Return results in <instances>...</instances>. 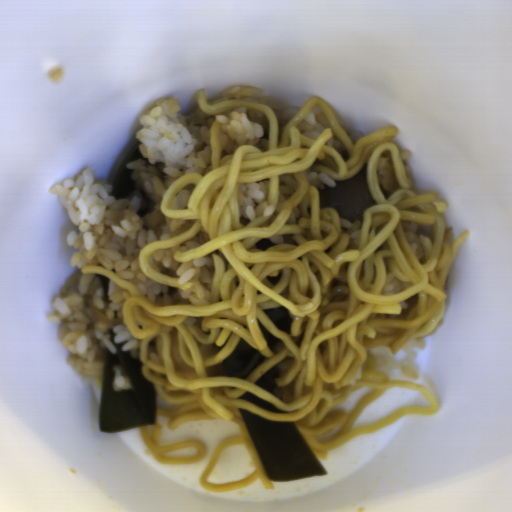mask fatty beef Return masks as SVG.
Wrapping results in <instances>:
<instances>
[{
	"mask_svg": "<svg viewBox=\"0 0 512 512\" xmlns=\"http://www.w3.org/2000/svg\"><path fill=\"white\" fill-rule=\"evenodd\" d=\"M379 190L385 196L392 195L399 186L390 149H385L376 169Z\"/></svg>",
	"mask_w": 512,
	"mask_h": 512,
	"instance_id": "obj_1",
	"label": "fatty beef"
}]
</instances>
